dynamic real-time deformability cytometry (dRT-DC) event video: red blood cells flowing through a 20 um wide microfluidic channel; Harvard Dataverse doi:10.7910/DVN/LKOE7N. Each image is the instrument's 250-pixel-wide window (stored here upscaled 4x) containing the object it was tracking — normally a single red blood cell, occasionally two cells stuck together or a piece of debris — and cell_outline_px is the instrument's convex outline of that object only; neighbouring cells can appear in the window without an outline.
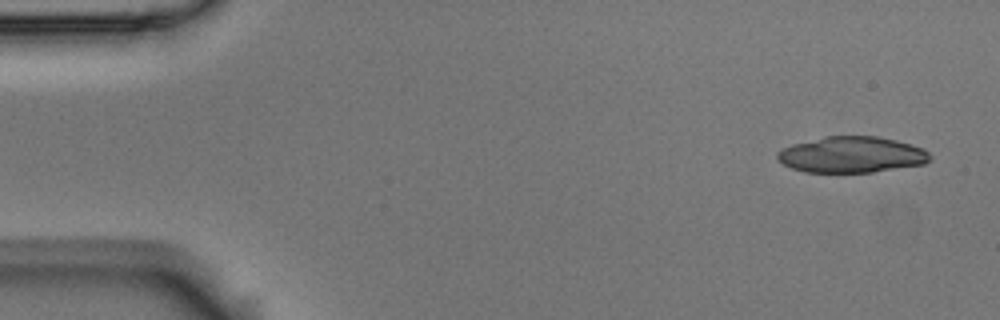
{"species": "Egyptian fruit bat (a non-hibernating species)", "species_latin": "Rousettus aegyptiacus", "temperature_condition": "room temperature", "stored_images_in_passage": 7, "camera_frame_rate_fps": 3000, "um_per_image_px": 0.085, "animal": {"sex": "male"}, "frame": {"image": 1, "passage_image": 1, "time_ms": 0.0, "image_size_px": [1000, 320], "cell_outline_px": [[932, 156], [924, 164], [872, 172], [804, 172], [792, 168], [784, 164], [776, 156], [776, 152], [792, 144], [824, 136], [876, 136], [896, 140], [924, 148]], "centroid_in_image_um": [72.39, 13.14], "position_along_channel_um": 12.6, "area_um2": 32.02}}
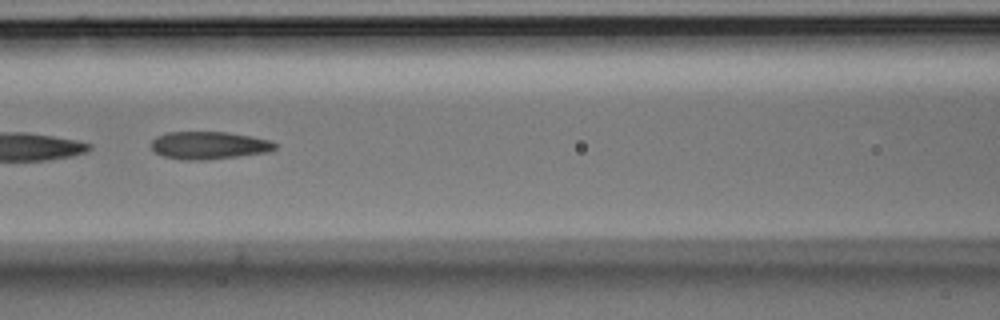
{"frame": {"image": 2, "passage_image": 7, "time_ms": 2.0, "image_size_px": [1000, 320], "cell_outline_px": [[276, 148], [272, 152], [204, 160], [180, 160], [164, 156], [152, 152], [152, 140], [156, 136], [168, 132], [224, 132], [248, 136], [268, 140], [276, 144]], "centroid_in_image_um": [17.73, 12.37], "position_along_channel_um": 148.9, "area_um2": 19.94}}